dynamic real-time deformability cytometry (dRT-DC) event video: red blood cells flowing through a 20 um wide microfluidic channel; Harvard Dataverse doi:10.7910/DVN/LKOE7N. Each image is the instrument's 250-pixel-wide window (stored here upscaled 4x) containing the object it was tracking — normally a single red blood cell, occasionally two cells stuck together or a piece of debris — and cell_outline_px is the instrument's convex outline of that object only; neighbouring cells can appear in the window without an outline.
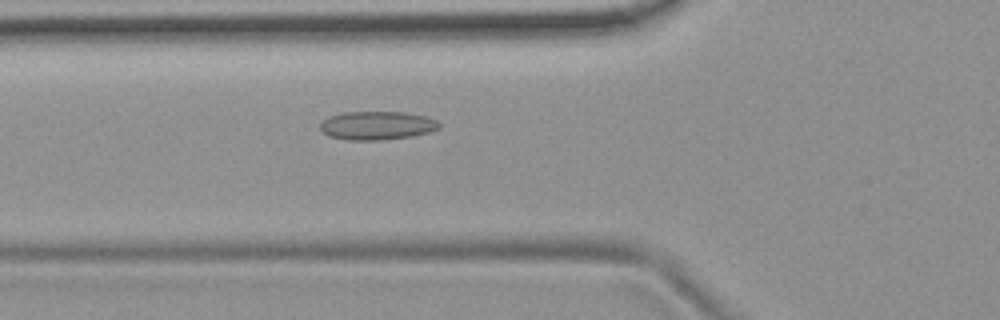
{"species": "common noctule bat (a hibernating species)", "species_latin": "Nyctalus noctula", "temperature_condition": "room temperature", "stored_images_in_passage": 37, "camera_frame_rate_fps": 3000, "um_per_image_px": 0.085, "animal": {"sex": "female", "body_mass_g": 19.9}, "frame": {"image": 1, "passage_image": 3, "time_ms": 0.667, "image_size_px": [1000, 320], "cell_outline_px": [[440, 128], [428, 132], [412, 136], [384, 140], [348, 140], [328, 136], [320, 128], [320, 124], [328, 116], [344, 112], [404, 112], [428, 116], [436, 120], [440, 124]], "centroid_in_image_um": [32.06, 10.67], "position_along_channel_um": 93.7, "area_um2": 19.88}}
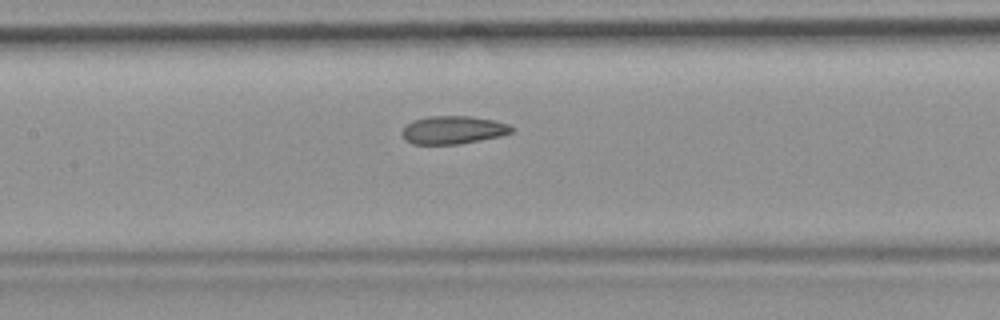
{"frame": {"image": 2, "passage_image": 9, "time_ms": 2.667, "image_size_px": [1000, 320], "cell_outline_px": [[516, 128], [512, 132], [500, 136], [460, 144], [412, 144], [404, 140], [400, 132], [412, 120], [428, 116], [472, 116], [492, 120], [508, 124]], "centroid_in_image_um": [38.49, 11.05], "position_along_channel_um": 168.9, "area_um2": 18.03}}
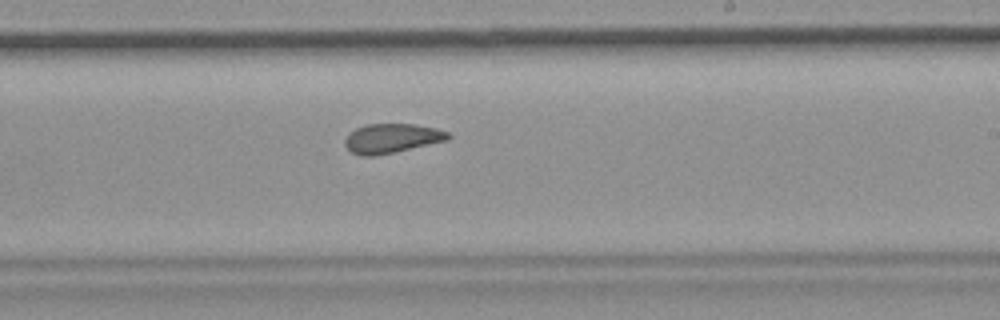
{"frame": {"image": 3, "passage_image": 16, "time_ms": 5.0, "image_size_px": [1000, 320], "cell_outline_px": [[452, 136], [448, 140], [396, 152], [376, 156], [360, 156], [352, 152], [344, 144], [344, 140], [348, 132], [356, 128], [368, 124], [416, 124], [436, 128], [448, 132]], "centroid_in_image_um": [33.3, 11.76], "position_along_channel_um": 255.7, "area_um2": 17.86}, "authors_computed_cell_mechanics": {"area_um2": 18.0914, "velocity_mm_per_s": 3.7401, "shape_relaxation_time_tau1_ms": null, "shape_relaxation_time_tau2_ms": 1.693, "deformation_change_tau1": null, "deformation_change_tau2": 0.0782}}